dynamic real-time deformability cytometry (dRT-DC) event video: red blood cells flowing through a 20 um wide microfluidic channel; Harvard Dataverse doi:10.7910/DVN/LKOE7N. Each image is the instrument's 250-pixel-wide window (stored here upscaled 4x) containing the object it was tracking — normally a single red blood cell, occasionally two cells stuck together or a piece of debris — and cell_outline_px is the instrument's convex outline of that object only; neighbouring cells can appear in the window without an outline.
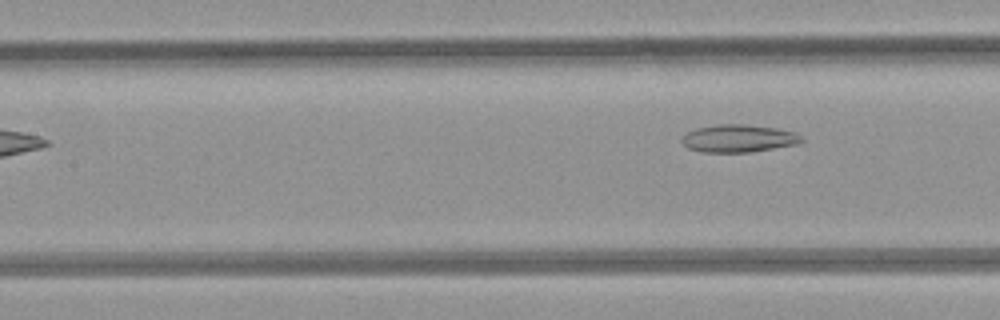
{"species": "common noctule bat (a hibernating species)", "species_latin": "Nyctalus noctula", "temperature_condition": "room temperature", "stored_images_in_passage": 5, "camera_frame_rate_fps": 3000, "um_per_image_px": 0.085, "animal": {"sex": "female", "body_mass_g": 21.9}, "frame": {"image": 1, "passage_image": 5, "time_ms": 4.667, "image_size_px": [1000, 320], "cell_outline_px": [[804, 140], [796, 144], [752, 152], [704, 152], [688, 148], [680, 140], [688, 132], [696, 128], [720, 124], [744, 124], [776, 128], [792, 132], [800, 136]], "centroid_in_image_um": [62.76, 11.77], "position_along_channel_um": 144.6, "area_um2": 19.02}}